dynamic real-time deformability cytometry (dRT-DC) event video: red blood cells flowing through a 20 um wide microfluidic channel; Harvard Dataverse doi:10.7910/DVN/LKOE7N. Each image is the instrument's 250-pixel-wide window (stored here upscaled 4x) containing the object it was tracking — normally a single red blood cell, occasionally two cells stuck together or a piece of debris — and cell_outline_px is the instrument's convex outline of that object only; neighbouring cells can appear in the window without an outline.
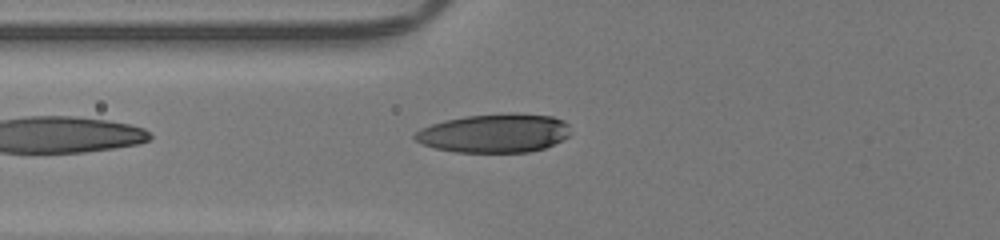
{"species": "human", "species_latin": "Homo sapiens", "temperature_condition": "room temperature", "stored_images_in_passage": 30, "camera_frame_rate_fps": 3000, "um_per_image_px": 0.085, "donor": {"sex": "male"}, "frame": {"image": 1, "passage_image": 2, "time_ms": 0.333, "image_size_px": [1000, 240], "cell_outline_px": [[568, 136], [544, 148], [528, 152], [456, 152], [436, 148], [424, 144], [416, 140], [412, 136], [420, 128], [444, 120], [464, 116], [512, 112], [516, 112], [552, 116], [564, 120], [568, 124]], "centroid_in_image_um": [42.02, 11.3], "position_along_channel_um": 83.8, "area_um2": 35.2}}
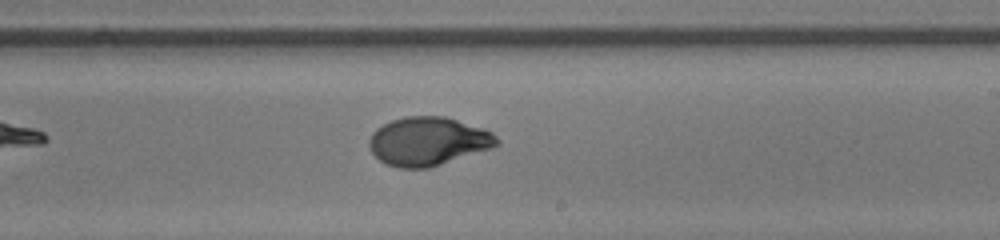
{"frame": {"image": 2, "passage_image": 14, "time_ms": 4.333, "image_size_px": [1000, 240], "cell_outline_px": [[500, 144], [492, 148], [428, 168], [400, 168], [388, 164], [380, 160], [372, 152], [368, 144], [368, 140], [372, 132], [376, 128], [392, 120], [404, 116], [444, 116], [484, 128], [492, 132], [500, 140]], "centroid_in_image_um": [36.4, 12.0], "position_along_channel_um": 252.6, "area_um2": 36.13}}
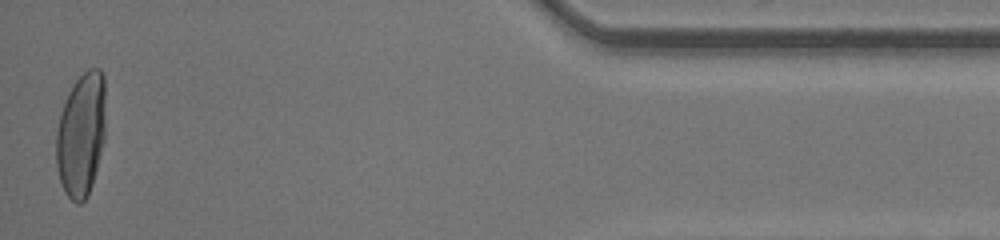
{"frame": {"image": 3, "passage_image": 30, "time_ms": 9.667, "image_size_px": [1000, 240], "cell_outline_px": [[104, 140], [92, 184], [88, 196], [80, 204], [76, 204], [64, 192], [60, 184], [56, 164], [56, 132], [60, 116], [68, 92], [76, 80], [88, 68], [100, 68], [104, 76]], "centroid_in_image_um": [6.88, 11.46], "position_along_channel_um": 428.3, "area_um2": 35.66}, "authors_computed_cell_mechanics": {"area_um2": 35.4603, "velocity_mm_per_s": 4.2738, "shape_relaxation_time_tau1_ms": 4.6389, "shape_relaxation_time_tau2_ms": null, "deformation_change_tau1": 0.2502, "deformation_change_tau2": null}}